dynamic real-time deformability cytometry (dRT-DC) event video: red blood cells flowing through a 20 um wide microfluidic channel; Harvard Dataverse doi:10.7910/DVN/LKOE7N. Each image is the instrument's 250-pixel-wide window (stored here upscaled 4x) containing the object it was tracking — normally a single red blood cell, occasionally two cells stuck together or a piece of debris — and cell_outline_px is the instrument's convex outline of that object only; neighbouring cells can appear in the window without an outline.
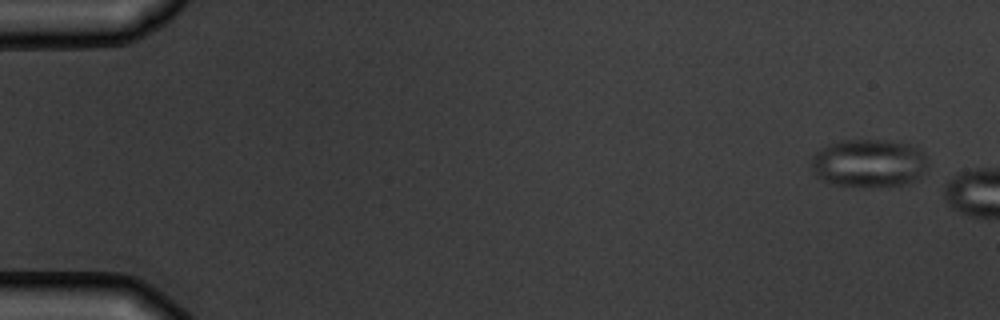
{"species": "common noctule bat (a hibernating species)", "species_latin": "Nyctalus noctula", "temperature_condition": "warm", "stored_images_in_passage": 2, "camera_frame_rate_fps": 3000, "um_per_image_px": 0.085, "animal": {"sex": "male", "body_mass_g": 19.5, "forearm_length_mm": 54.6}, "frame": {"image": 1, "passage_image": 1, "time_ms": 0.0, "image_size_px": [1000, 320], "cell_outline_px": [[928, 168], [924, 176], [908, 184], [832, 184], [816, 176], [812, 172], [812, 156], [820, 148], [828, 144], [840, 140], [900, 140], [916, 144], [928, 156]], "centroid_in_image_um": [73.95, 13.8], "position_along_channel_um": 11.0, "area_um2": 33.0}}